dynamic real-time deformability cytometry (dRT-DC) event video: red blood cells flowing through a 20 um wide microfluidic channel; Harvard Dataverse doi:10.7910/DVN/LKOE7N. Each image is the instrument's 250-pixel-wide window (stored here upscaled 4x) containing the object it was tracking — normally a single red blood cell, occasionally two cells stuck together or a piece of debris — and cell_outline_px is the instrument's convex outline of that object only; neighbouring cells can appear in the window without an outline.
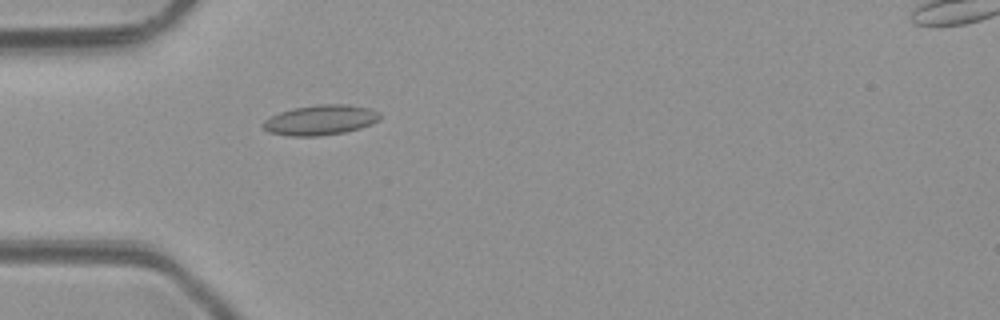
{"species": "common noctule bat (a hibernating species)", "species_latin": "Nyctalus noctula", "temperature_condition": "room temperature", "stored_images_in_passage": 2, "camera_frame_rate_fps": 3000, "um_per_image_px": 0.085, "animal": {"sex": "male", "body_mass_g": 23.1, "forearm_length_mm": 52.7}, "frame": {"image": 1, "passage_image": 2, "time_ms": 1.0, "image_size_px": [1000, 320], "cell_outline_px": [[380, 120], [372, 124], [360, 128], [344, 132], [320, 136], [288, 136], [268, 132], [260, 124], [264, 120], [280, 112], [292, 108], [320, 104], [348, 104], [368, 108], [376, 112], [380, 116]], "centroid_in_image_um": [27.21, 10.21], "position_along_channel_um": 57.8, "area_um2": 20.52}}